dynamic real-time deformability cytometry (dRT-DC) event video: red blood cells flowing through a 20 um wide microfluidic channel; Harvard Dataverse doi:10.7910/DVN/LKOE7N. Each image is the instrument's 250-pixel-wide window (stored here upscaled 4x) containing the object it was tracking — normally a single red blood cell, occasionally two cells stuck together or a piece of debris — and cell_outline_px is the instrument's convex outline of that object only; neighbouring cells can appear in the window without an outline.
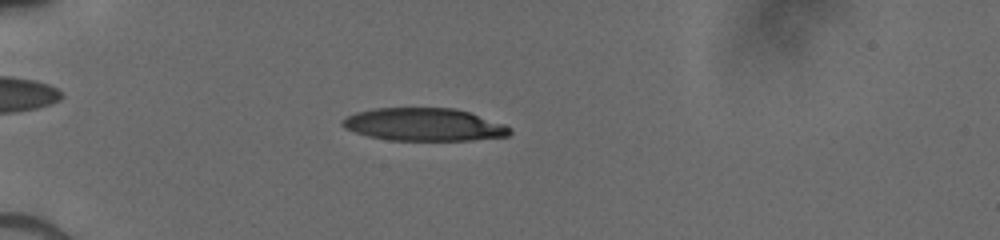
{"species": "human", "species_latin": "Homo sapiens", "temperature_condition": "cold", "stored_images_in_passage": 51, "camera_frame_rate_fps": 3000, "um_per_image_px": 0.085, "donor": {"sex": "male"}, "frame": {"image": 1, "passage_image": 16, "time_ms": 5.0, "image_size_px": [1000, 240], "cell_outline_px": [[512, 132], [508, 136], [468, 140], [388, 140], [368, 136], [344, 128], [340, 124], [340, 120], [356, 112], [376, 108], [456, 108], [504, 124], [512, 128]], "centroid_in_image_um": [36.02, 10.59], "position_along_channel_um": 49.0, "area_um2": 31.91}}
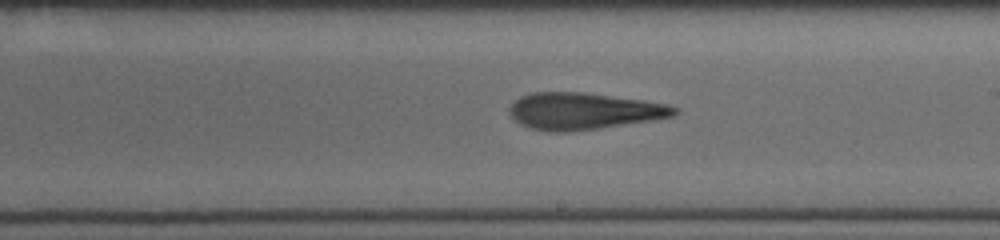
{"frame": {"image": 2, "passage_image": 32, "time_ms": 10.333, "image_size_px": [1000, 240], "cell_outline_px": [[680, 112], [672, 116], [652, 120], [600, 128], [572, 132], [548, 132], [532, 128], [520, 124], [508, 112], [508, 108], [520, 96], [532, 92], [580, 92], [640, 100], [668, 104], [680, 108]], "centroid_in_image_um": [49.6, 9.45], "position_along_channel_um": 239.4, "area_um2": 35.26}}
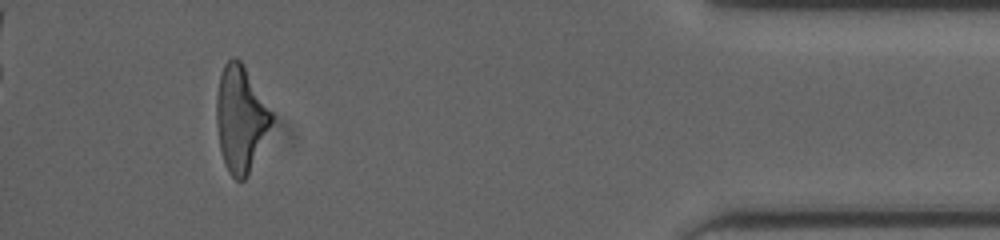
{"frame": {"image": 3, "passage_image": 48, "time_ms": 15.667, "image_size_px": [1000, 240], "cell_outline_px": [[272, 120], [248, 176], [244, 180], [236, 180], [228, 172], [224, 164], [220, 148], [216, 124], [216, 96], [220, 76], [224, 64], [232, 56], [236, 56], [244, 64], [272, 112]], "centroid_in_image_um": [20.42, 10.07], "position_along_channel_um": 414.8, "area_um2": 33.81}}